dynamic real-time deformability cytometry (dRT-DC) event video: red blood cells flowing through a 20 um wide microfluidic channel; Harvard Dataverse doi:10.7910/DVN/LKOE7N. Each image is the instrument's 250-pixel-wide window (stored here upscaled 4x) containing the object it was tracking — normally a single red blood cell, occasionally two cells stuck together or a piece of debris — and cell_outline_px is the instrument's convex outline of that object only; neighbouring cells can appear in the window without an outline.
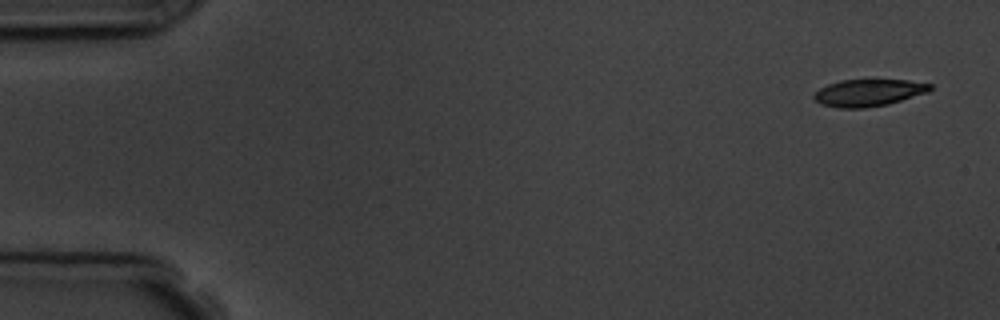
{"species": "common noctule bat (a hibernating species)", "species_latin": "Nyctalus noctula", "temperature_condition": "room temperature", "stored_images_in_passage": 3, "camera_frame_rate_fps": 3000, "um_per_image_px": 0.085, "animal": {"sex": "male", "body_mass_g": 19.5, "forearm_length_mm": 54.6}, "frame": {"image": 1, "passage_image": 1, "time_ms": 0.0, "image_size_px": [1000, 320], "cell_outline_px": [[932, 88], [928, 92], [888, 104], [864, 108], [840, 108], [820, 104], [812, 96], [820, 88], [828, 84], [840, 80], [908, 80], [932, 84]], "centroid_in_image_um": [73.82, 7.88], "position_along_channel_um": 11.2, "area_um2": 18.21}}